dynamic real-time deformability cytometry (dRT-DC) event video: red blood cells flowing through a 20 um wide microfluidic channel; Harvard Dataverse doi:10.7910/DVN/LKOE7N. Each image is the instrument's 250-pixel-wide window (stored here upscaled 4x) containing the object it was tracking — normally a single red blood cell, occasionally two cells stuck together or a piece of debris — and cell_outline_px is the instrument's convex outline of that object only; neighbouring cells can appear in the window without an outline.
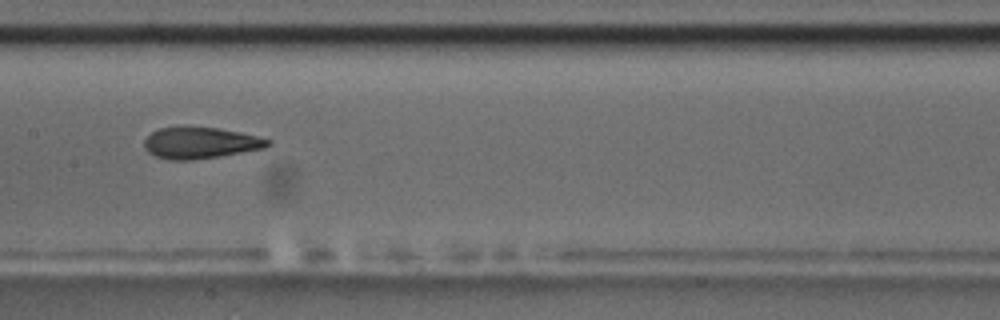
{"species": "common noctule bat (a hibernating species)", "species_latin": "Nyctalus noctula", "temperature_condition": "room temperature", "stored_images_in_passage": 14, "camera_frame_rate_fps": 3000, "um_per_image_px": 0.085, "animal": {"sex": "male", "body_mass_g": 17.5, "forearm_length_mm": 52.3}, "frame": {"image": 1, "passage_image": 7, "time_ms": 7.667, "image_size_px": [1000, 320], "cell_outline_px": [[272, 144], [264, 148], [192, 160], [172, 160], [156, 156], [148, 152], [144, 148], [144, 140], [152, 132], [160, 128], [216, 128], [240, 132], [272, 140]], "centroid_in_image_um": [17.03, 12.16], "position_along_channel_um": 190.4, "area_um2": 22.02}, "authors_computed_cell_mechanics": {"area_um2": 22.8599, "velocity_mm_per_s": 3.5002, "shape_relaxation_time_tau1_ms": 8.9541, "shape_relaxation_time_tau2_ms": 2.7609, "deformation_change_tau1": 0.2345, "deformation_change_tau2": 0.1106}}